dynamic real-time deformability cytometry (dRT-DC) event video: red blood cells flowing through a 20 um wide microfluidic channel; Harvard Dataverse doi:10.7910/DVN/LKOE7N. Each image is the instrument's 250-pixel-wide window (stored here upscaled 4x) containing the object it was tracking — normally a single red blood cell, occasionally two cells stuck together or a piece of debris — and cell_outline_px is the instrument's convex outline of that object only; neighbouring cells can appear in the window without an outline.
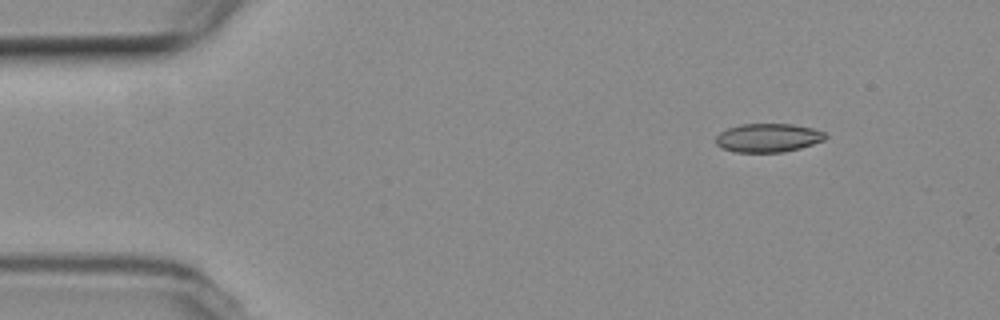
{"species": "common noctule bat (a hibernating species)", "species_latin": "Nyctalus noctula", "temperature_condition": "room temperature", "stored_images_in_passage": 9, "camera_frame_rate_fps": 3000, "um_per_image_px": 0.085, "animal": {"sex": "female", "body_mass_g": 19.3, "forearm_length_mm": 54.1}, "frame": {"image": 1, "passage_image": 2, "time_ms": 2.0, "image_size_px": [1000, 320], "cell_outline_px": [[828, 136], [824, 140], [800, 148], [784, 152], [736, 152], [720, 148], [716, 144], [716, 136], [720, 132], [728, 128], [740, 124], [792, 124], [812, 128], [824, 132]], "centroid_in_image_um": [65.27, 11.71], "position_along_channel_um": 19.7, "area_um2": 18.32}}
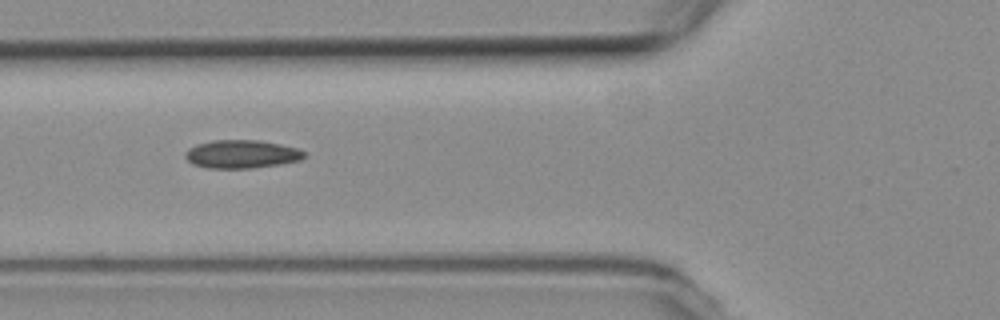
{"frame": {"image": 2, "passage_image": 6, "time_ms": 6.667, "image_size_px": [1000, 320], "cell_outline_px": [[304, 156], [300, 160], [280, 164], [252, 168], [208, 168], [192, 164], [184, 156], [184, 152], [188, 148], [196, 144], [212, 140], [260, 140], [280, 144], [296, 148], [304, 152]], "centroid_in_image_um": [20.49, 13.09], "position_along_channel_um": 105.3, "area_um2": 19.59}}
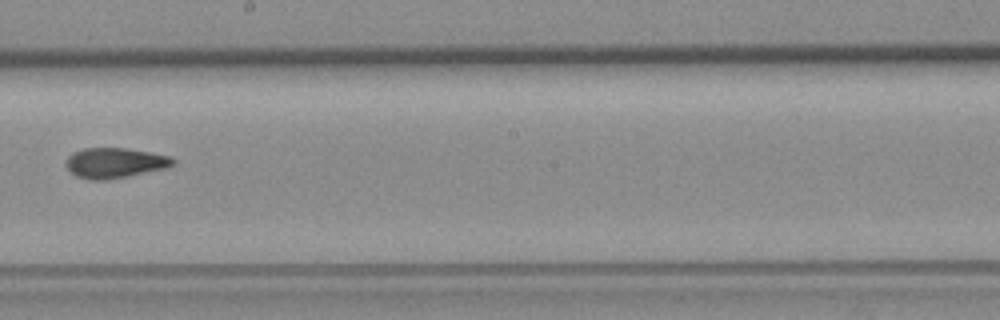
{"frame": {"image": 3, "passage_image": 9, "time_ms": 10.333, "image_size_px": [1000, 320], "cell_outline_px": [[176, 164], [168, 168], [108, 180], [88, 180], [76, 176], [68, 168], [68, 156], [72, 152], [84, 148], [124, 148], [172, 156], [176, 160]], "centroid_in_image_um": [9.82, 13.85], "position_along_channel_um": 238.4, "area_um2": 18.9}}